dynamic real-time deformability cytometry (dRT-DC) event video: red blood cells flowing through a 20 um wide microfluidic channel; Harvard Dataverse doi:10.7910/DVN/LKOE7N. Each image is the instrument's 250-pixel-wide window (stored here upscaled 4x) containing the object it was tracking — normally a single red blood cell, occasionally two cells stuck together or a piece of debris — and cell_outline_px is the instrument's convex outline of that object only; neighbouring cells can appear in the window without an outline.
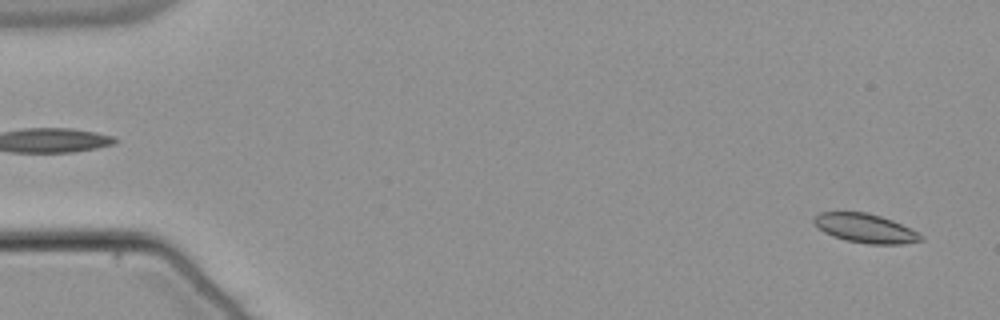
{"species": "common noctule bat (a hibernating species)", "species_latin": "Nyctalus noctula", "temperature_condition": "warm", "stored_images_in_passage": 54, "camera_frame_rate_fps": 3000, "um_per_image_px": 0.085, "animal": {"sex": "male", "body_mass_g": 21.5, "forearm_length_mm": 52.0}, "frame": {"image": 1, "passage_image": 2, "time_ms": 0.333, "image_size_px": [1000, 320], "cell_outline_px": [[924, 240], [900, 244], [868, 244], [848, 240], [824, 232], [812, 220], [820, 212], [864, 212], [880, 216], [892, 220], [924, 236]], "centroid_in_image_um": [73.57, 19.4], "position_along_channel_um": 11.4, "area_um2": 17.63}}
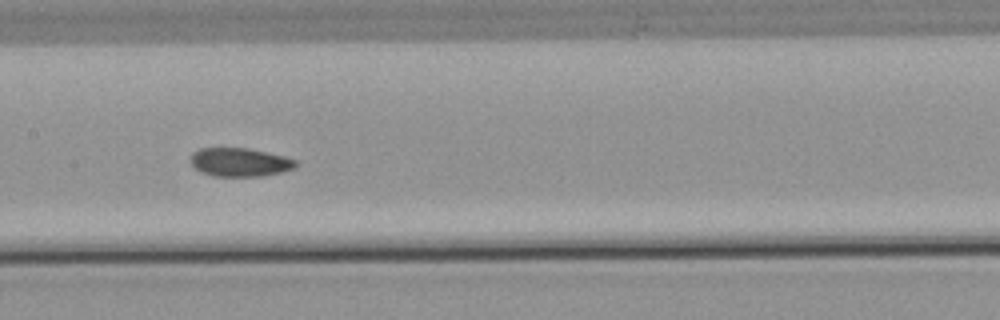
{"frame": {"image": 2, "passage_image": 27, "time_ms": 8.667, "image_size_px": [1000, 320], "cell_outline_px": [[300, 164], [296, 168], [280, 172], [260, 176], [212, 176], [200, 172], [192, 164], [192, 152], [200, 148], [248, 148], [284, 156], [296, 160]], "centroid_in_image_um": [20.41, 13.79], "position_along_channel_um": 187.0, "area_um2": 17.51}}
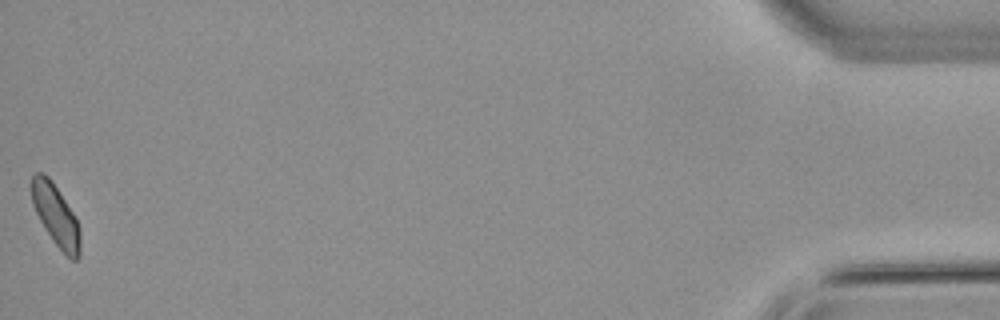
{"frame": {"image": 3, "passage_image": 54, "time_ms": 17.667, "image_size_px": [1000, 320], "cell_outline_px": [[80, 256], [76, 260], [72, 260], [56, 244], [40, 220], [32, 204], [32, 176], [36, 172], [44, 172], [52, 180], [72, 212], [80, 228]], "centroid_in_image_um": [4.75, 18.28], "position_along_channel_um": 430.5, "area_um2": 16.99}, "authors_computed_cell_mechanics": {"area_um2": 17.918, "velocity_mm_per_s": 3.7913, "shape_relaxation_time_tau1_ms": null, "shape_relaxation_time_tau2_ms": 1.5299, "deformation_change_tau1": null, "deformation_change_tau2": 0.043}}